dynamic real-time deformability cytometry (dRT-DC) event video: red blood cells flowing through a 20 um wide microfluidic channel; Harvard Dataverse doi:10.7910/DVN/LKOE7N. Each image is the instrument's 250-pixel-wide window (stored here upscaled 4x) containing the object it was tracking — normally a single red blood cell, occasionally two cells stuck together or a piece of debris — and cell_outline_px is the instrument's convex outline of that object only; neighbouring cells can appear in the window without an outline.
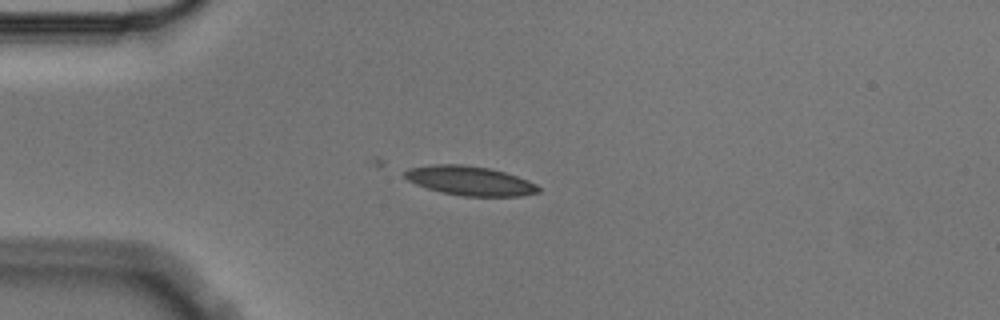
{"species": "Egyptian fruit bat (a non-hibernating species)", "species_latin": "Rousettus aegyptiacus", "temperature_condition": "cold", "stored_images_in_passage": 3, "camera_frame_rate_fps": 3000, "um_per_image_px": 0.085, "animal": {"sex": "male"}, "frame": {"image": 1, "passage_image": 3, "time_ms": 0.667, "image_size_px": [1000, 320], "cell_outline_px": [[540, 192], [520, 196], [460, 196], [440, 192], [416, 184], [408, 180], [404, 176], [404, 172], [408, 168], [432, 164], [464, 164], [488, 168], [504, 172], [528, 180], [536, 184], [540, 188]], "centroid_in_image_um": [39.93, 15.36], "position_along_channel_um": 45.1, "area_um2": 22.83}}